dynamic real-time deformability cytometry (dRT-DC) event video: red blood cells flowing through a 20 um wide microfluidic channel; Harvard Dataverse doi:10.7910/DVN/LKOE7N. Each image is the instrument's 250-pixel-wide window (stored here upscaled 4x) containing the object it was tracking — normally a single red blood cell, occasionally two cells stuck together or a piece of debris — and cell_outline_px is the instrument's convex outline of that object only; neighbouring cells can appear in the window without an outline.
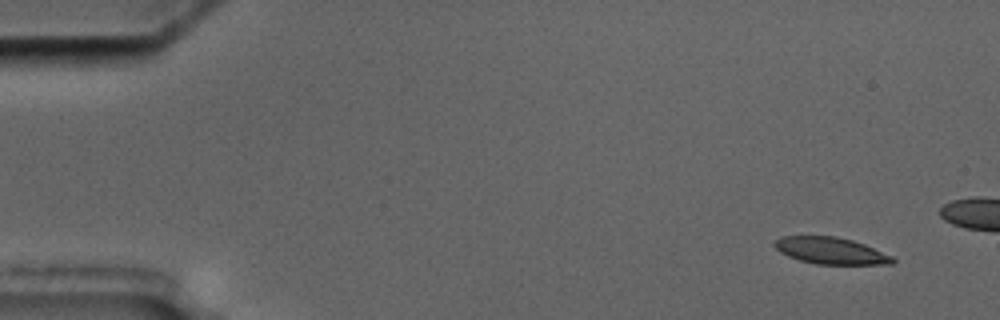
{"species": "common noctule bat (a hibernating species)", "species_latin": "Nyctalus noctula", "temperature_condition": "cold", "stored_images_in_passage": 7, "camera_frame_rate_fps": 3000, "um_per_image_px": 0.085, "animal": {"sex": "male", "body_mass_g": 17.5, "forearm_length_mm": 52.3}, "frame": {"image": 1, "passage_image": 1, "time_ms": 0.0, "image_size_px": [1000, 320], "cell_outline_px": [[896, 260], [892, 264], [816, 264], [800, 260], [788, 256], [780, 252], [772, 244], [780, 236], [836, 236], [852, 240], [864, 244], [892, 256]], "centroid_in_image_um": [70.6, 21.3], "position_along_channel_um": 14.4, "area_um2": 18.32}}
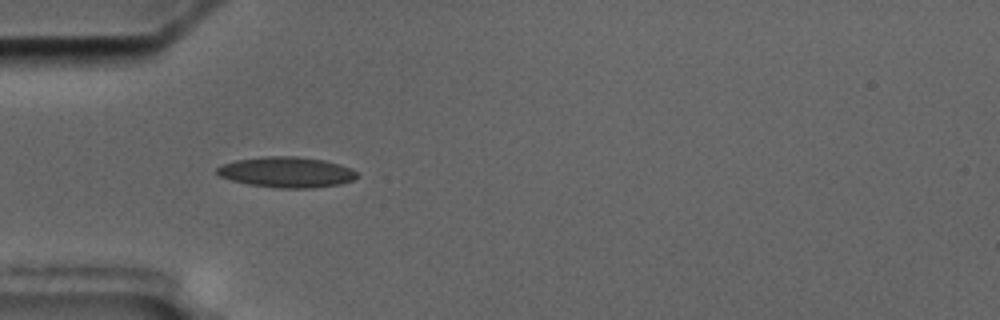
{"frame": {"image": 2, "passage_image": 5, "time_ms": 7.0, "image_size_px": [1000, 320], "cell_outline_px": [[356, 176], [352, 180], [340, 184], [312, 188], [280, 188], [248, 184], [232, 180], [220, 176], [216, 172], [216, 168], [220, 164], [236, 160], [264, 156], [296, 156], [324, 160], [340, 164], [352, 168], [356, 172]], "centroid_in_image_um": [24.34, 14.62], "position_along_channel_um": 60.7, "area_um2": 24.97}}
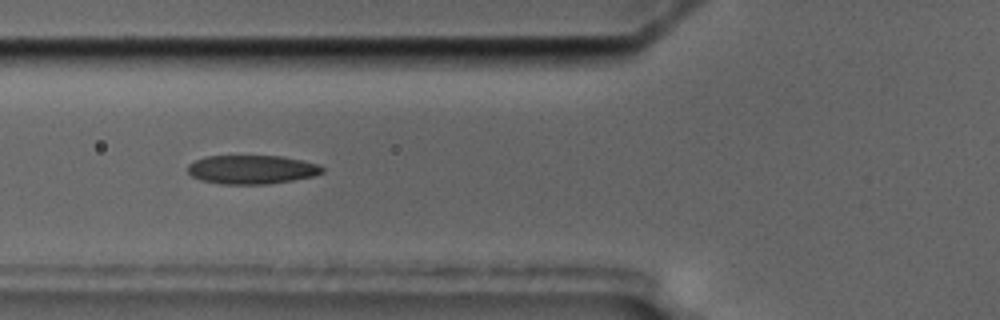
{"frame": {"image": 3, "passage_image": 6, "time_ms": 8.333, "image_size_px": [1000, 320], "cell_outline_px": [[324, 172], [312, 176], [292, 180], [268, 184], [220, 184], [200, 180], [192, 176], [188, 172], [188, 164], [204, 156], [280, 156], [320, 164], [324, 168]], "centroid_in_image_um": [21.39, 14.41], "position_along_channel_um": 104.4, "area_um2": 22.6}}